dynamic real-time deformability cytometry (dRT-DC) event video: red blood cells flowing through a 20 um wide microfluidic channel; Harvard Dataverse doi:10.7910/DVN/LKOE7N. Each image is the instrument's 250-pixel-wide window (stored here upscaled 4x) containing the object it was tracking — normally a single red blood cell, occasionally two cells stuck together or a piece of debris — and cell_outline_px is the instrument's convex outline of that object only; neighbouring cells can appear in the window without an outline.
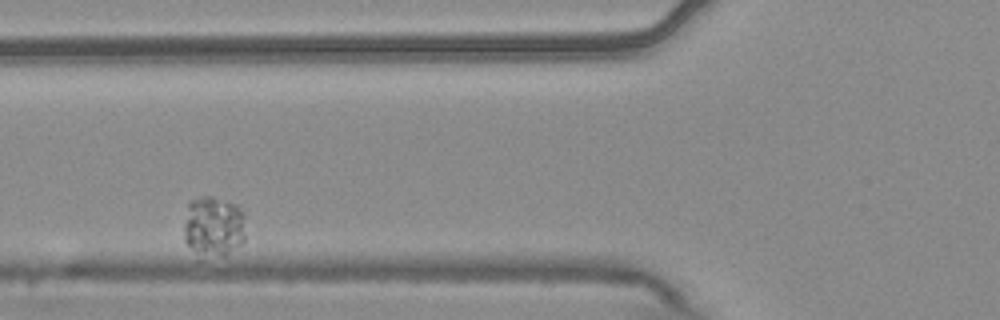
{"species": "common noctule bat (a hibernating species)", "species_latin": "Nyctalus noctula", "temperature_condition": "warm", "stored_images_in_passage": 2, "camera_frame_rate_fps": 3000, "um_per_image_px": 0.085, "animal": {"sex": "male", "body_mass_g": 20.4}, "frame": {"image": 1, "passage_image": 2, "time_ms": 0.333, "image_size_px": [1000, 320], "cell_outline_px": [[244, 240], [240, 244], [224, 256], [200, 260], [196, 260], [184, 240], [184, 224], [188, 204], [192, 200], [200, 196], [212, 196], [240, 204], [244, 216]], "centroid_in_image_um": [18.12, 19.3], "position_along_channel_um": 107.7, "area_um2": 22.83}}